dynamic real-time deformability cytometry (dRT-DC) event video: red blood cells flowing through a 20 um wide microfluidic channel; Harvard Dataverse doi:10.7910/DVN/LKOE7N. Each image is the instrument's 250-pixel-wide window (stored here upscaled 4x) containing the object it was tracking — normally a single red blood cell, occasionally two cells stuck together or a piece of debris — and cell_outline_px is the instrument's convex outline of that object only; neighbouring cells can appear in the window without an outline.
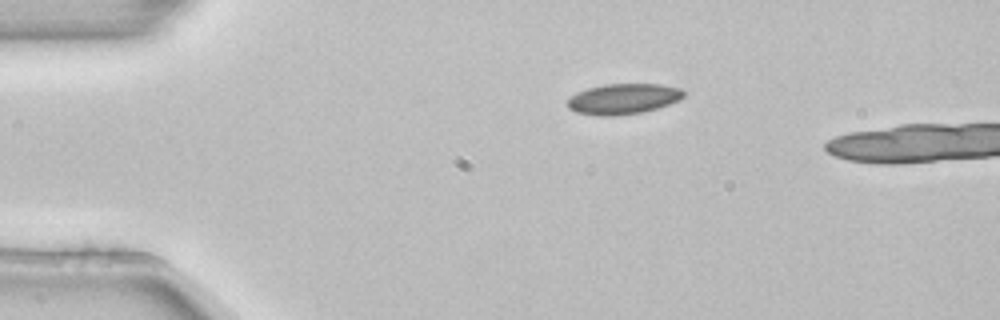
{"species": "common noctule bat (a hibernating species)", "species_latin": "Nyctalus noctula", "temperature_condition": "room temperature", "stored_images_in_passage": 3, "camera_frame_rate_fps": 3000, "um_per_image_px": 0.085, "animal": {"sex": "female", "body_mass_g": 22.7, "forearm_length_mm": 54.2}, "frame": {"image": 1, "passage_image": 1, "time_ms": 0.0, "image_size_px": [1000, 320], "cell_outline_px": [[684, 96], [680, 100], [656, 108], [640, 112], [612, 116], [596, 116], [576, 112], [568, 108], [568, 100], [576, 92], [588, 88], [604, 84], [660, 84], [680, 88], [684, 92]], "centroid_in_image_um": [52.96, 8.4], "position_along_channel_um": 32.0, "area_um2": 20.58}}